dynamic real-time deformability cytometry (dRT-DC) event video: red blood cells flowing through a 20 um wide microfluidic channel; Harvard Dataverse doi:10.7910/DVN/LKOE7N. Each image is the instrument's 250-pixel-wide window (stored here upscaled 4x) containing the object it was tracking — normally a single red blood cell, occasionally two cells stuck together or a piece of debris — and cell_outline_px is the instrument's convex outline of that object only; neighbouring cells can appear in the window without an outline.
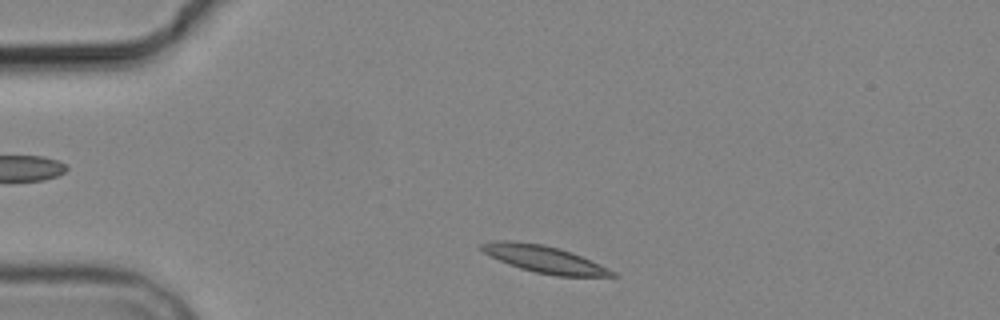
{"species": "common noctule bat (a hibernating species)", "species_latin": "Nyctalus noctula", "temperature_condition": "cold", "stored_images_in_passage": 2, "camera_frame_rate_fps": 3000, "um_per_image_px": 0.085, "animal": {"sex": "male", "body_mass_g": 19.2, "forearm_length_mm": 51.8}, "frame": {"image": 1, "passage_image": 1, "time_ms": 0.0, "image_size_px": [1000, 320], "cell_outline_px": [[620, 276], [556, 276], [536, 272], [520, 268], [508, 264], [484, 252], [480, 248], [480, 244], [496, 240], [512, 240], [544, 244], [560, 248], [572, 252], [600, 264], [616, 272]], "centroid_in_image_um": [46.28, 22.02], "position_along_channel_um": 38.7, "area_um2": 20.58}}